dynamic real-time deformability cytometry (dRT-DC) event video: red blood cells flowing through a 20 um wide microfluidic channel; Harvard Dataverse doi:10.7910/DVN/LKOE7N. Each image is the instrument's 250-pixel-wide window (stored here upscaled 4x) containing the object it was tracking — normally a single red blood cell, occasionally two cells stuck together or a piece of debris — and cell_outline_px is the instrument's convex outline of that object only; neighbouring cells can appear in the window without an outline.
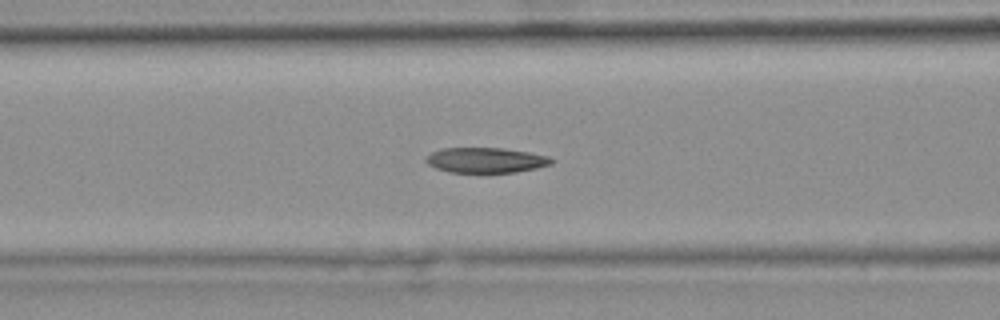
{"species": "common noctule bat (a hibernating species)", "species_latin": "Nyctalus noctula", "temperature_condition": "warm", "stored_images_in_passage": 29, "camera_frame_rate_fps": 3000, "um_per_image_px": 0.085, "animal": {"sex": "female", "body_mass_g": 25.1}, "frame": {"image": 1, "passage_image": 21, "time_ms": 6.667, "image_size_px": [1000, 320], "cell_outline_px": [[556, 160], [552, 164], [536, 168], [516, 172], [448, 172], [436, 168], [428, 164], [424, 160], [432, 152], [444, 148], [504, 148], [528, 152], [548, 156]], "centroid_in_image_um": [41.32, 13.61], "position_along_channel_um": 125.3, "area_um2": 18.38}}